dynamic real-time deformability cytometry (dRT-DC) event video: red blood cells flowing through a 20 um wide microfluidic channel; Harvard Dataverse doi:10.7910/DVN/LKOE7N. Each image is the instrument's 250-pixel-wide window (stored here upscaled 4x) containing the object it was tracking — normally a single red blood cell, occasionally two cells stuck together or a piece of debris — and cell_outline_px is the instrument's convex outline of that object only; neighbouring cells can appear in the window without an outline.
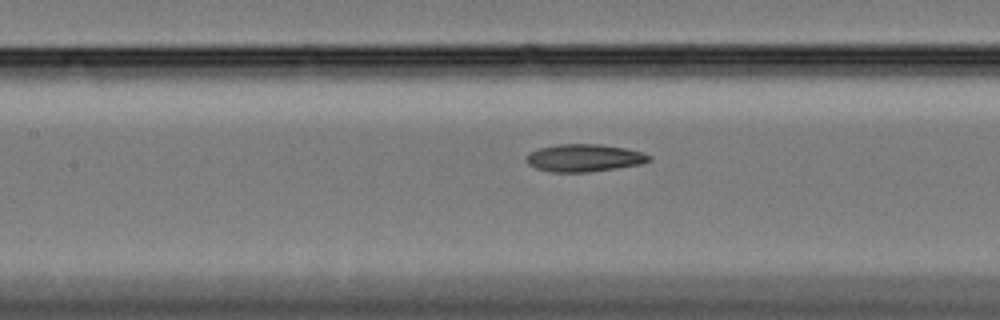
{"species": "Egyptian fruit bat (a non-hibernating species)", "species_latin": "Rousettus aegyptiacus", "temperature_condition": "cold", "stored_images_in_passage": 42, "camera_frame_rate_fps": 3000, "um_per_image_px": 0.085, "animal": {"sex": "female"}, "frame": {"image": 1, "passage_image": 20, "time_ms": 6.333, "image_size_px": [1000, 320], "cell_outline_px": [[652, 160], [640, 164], [616, 168], [588, 172], [548, 172], [536, 168], [528, 164], [524, 160], [524, 156], [528, 152], [540, 148], [556, 144], [600, 144], [624, 148], [640, 152], [652, 156]], "centroid_in_image_um": [49.59, 13.42], "position_along_channel_um": 157.8, "area_um2": 19.83}}
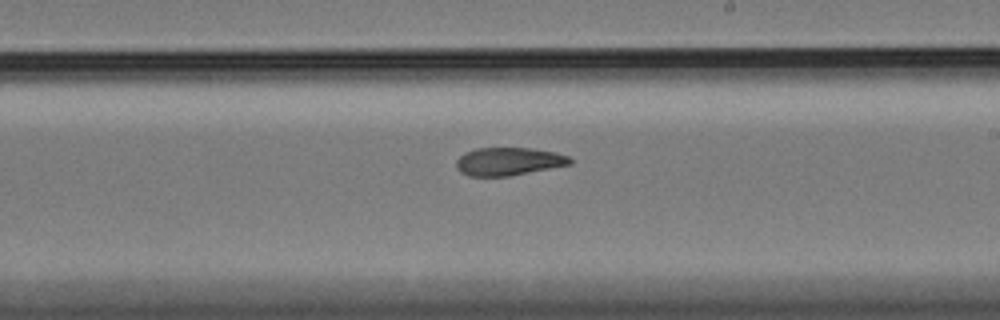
{"frame": {"image": 2, "passage_image": 28, "time_ms": 9.0, "image_size_px": [1000, 320], "cell_outline_px": [[572, 164], [508, 176], [468, 176], [460, 172], [456, 168], [456, 160], [464, 152], [476, 148], [532, 148], [556, 152], [568, 156], [572, 160]], "centroid_in_image_um": [43.21, 13.72], "position_along_channel_um": 245.8, "area_um2": 18.61}}
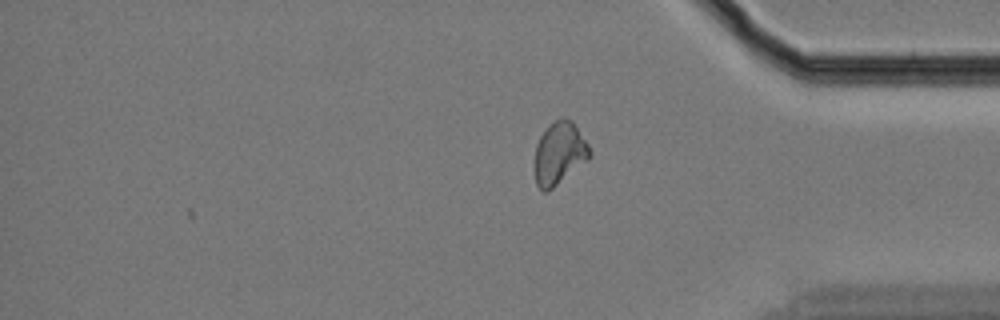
{"frame": {"image": 3, "passage_image": 42, "time_ms": 13.667, "image_size_px": [1000, 320], "cell_outline_px": [[592, 156], [588, 160], [548, 192], [544, 192], [536, 184], [536, 144], [540, 136], [560, 116], [572, 120], [588, 144], [592, 152]], "centroid_in_image_um": [47.58, 13.04], "position_along_channel_um": 387.6, "area_um2": 19.83}, "authors_computed_cell_mechanics": {"area_um2": 19.5942, "velocity_mm_per_s": 3.312, "shape_relaxation_time_tau1_ms": null, "shape_relaxation_time_tau2_ms": 7.1249, "deformation_change_tau1": null, "deformation_change_tau2": 0.1418}}